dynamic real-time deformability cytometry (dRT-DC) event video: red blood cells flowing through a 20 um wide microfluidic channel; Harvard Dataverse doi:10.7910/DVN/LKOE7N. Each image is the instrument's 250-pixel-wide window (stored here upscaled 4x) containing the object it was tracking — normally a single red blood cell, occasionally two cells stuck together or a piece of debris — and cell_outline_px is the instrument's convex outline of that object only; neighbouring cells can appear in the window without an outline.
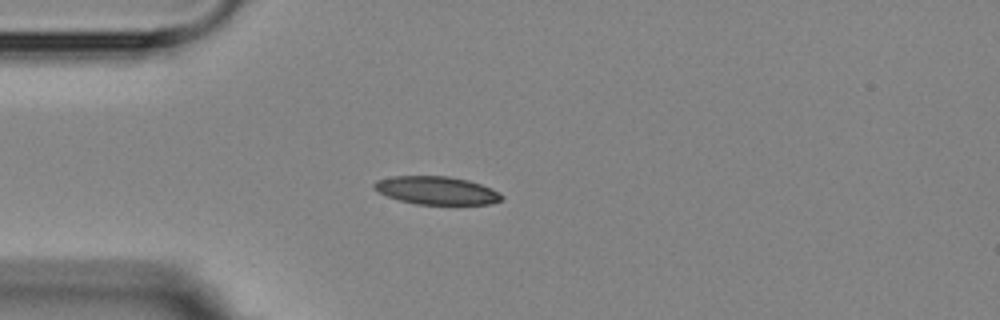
{"species": "Egyptian fruit bat (a non-hibernating species)", "species_latin": "Rousettus aegyptiacus", "temperature_condition": "room temperature", "stored_images_in_passage": 1, "camera_frame_rate_fps": 3000, "um_per_image_px": 0.085, "animal": {"sex": "female"}, "frame": {"image": 1, "passage_image": 1, "time_ms": 0.0, "image_size_px": [1000, 320], "cell_outline_px": [[504, 200], [492, 204], [416, 204], [400, 200], [388, 196], [372, 188], [372, 184], [376, 180], [392, 176], [448, 176], [468, 180], [492, 188], [504, 196]], "centroid_in_image_um": [37.13, 16.18], "position_along_channel_um": 47.9, "area_um2": 20.92}}